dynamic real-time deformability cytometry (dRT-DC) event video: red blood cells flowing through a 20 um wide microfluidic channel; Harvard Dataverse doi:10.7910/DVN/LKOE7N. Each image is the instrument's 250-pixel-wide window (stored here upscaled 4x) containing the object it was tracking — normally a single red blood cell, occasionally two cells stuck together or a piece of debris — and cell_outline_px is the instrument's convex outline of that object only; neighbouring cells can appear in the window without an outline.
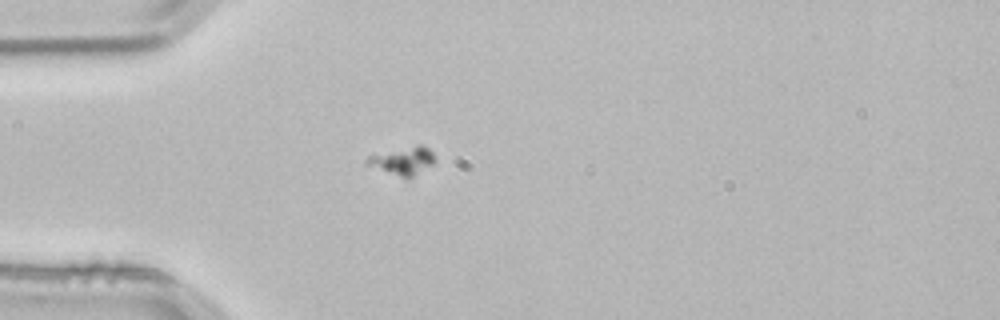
{"species": "common noctule bat (a hibernating species)", "species_latin": "Nyctalus noctula", "temperature_condition": "room temperature", "stored_images_in_passage": 3, "camera_frame_rate_fps": 3000, "um_per_image_px": 0.085, "animal": {"sex": "male", "body_mass_g": 21.5, "forearm_length_mm": 52.0}, "frame": {"image": 1, "passage_image": 3, "time_ms": 0.667, "image_size_px": [1000, 320], "cell_outline_px": [[436, 160], [432, 164], [408, 180], [404, 180], [364, 164], [364, 160], [368, 156], [416, 144], [420, 144], [428, 148], [432, 152]], "centroid_in_image_um": [34.21, 13.7], "position_along_channel_um": 50.8, "area_um2": 11.39}}